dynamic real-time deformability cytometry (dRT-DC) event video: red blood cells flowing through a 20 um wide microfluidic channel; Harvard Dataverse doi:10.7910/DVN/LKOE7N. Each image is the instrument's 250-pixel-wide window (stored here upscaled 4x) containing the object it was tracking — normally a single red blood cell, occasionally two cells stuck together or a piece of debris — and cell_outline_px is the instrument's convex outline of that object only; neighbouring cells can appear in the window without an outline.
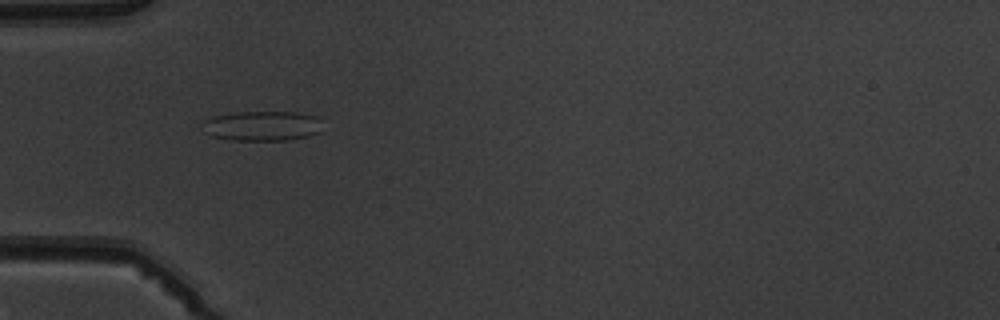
{"species": "common noctule bat (a hibernating species)", "species_latin": "Nyctalus noctula", "temperature_condition": "warm", "stored_images_in_passage": 2, "camera_frame_rate_fps": 3000, "um_per_image_px": 0.085, "animal": {"sex": "male", "body_mass_g": 19.5, "forearm_length_mm": 54.6}, "frame": {"image": 1, "passage_image": 1, "time_ms": 0.0, "image_size_px": [1000, 320], "cell_outline_px": [[320, 132], [308, 136], [292, 140], [232, 140], [212, 136], [204, 132], [200, 124], [204, 120], [212, 116], [236, 112], [292, 112], [316, 116]], "centroid_in_image_um": [22.2, 10.71], "position_along_channel_um": 62.8, "area_um2": 20.87}}
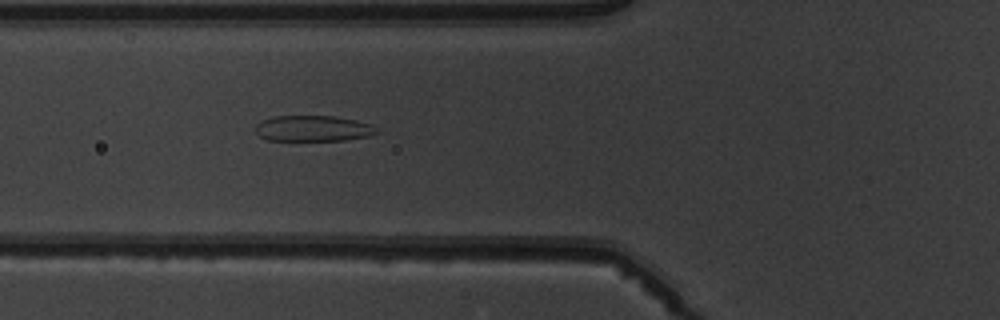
{"frame": {"image": 2, "passage_image": 2, "time_ms": 1.0, "image_size_px": [1000, 320], "cell_outline_px": [[380, 132], [368, 136], [344, 140], [268, 140], [260, 136], [256, 132], [256, 124], [272, 116], [336, 116], [356, 120], [368, 124], [376, 128]], "centroid_in_image_um": [26.61, 10.91], "position_along_channel_um": 99.2, "area_um2": 18.09}}